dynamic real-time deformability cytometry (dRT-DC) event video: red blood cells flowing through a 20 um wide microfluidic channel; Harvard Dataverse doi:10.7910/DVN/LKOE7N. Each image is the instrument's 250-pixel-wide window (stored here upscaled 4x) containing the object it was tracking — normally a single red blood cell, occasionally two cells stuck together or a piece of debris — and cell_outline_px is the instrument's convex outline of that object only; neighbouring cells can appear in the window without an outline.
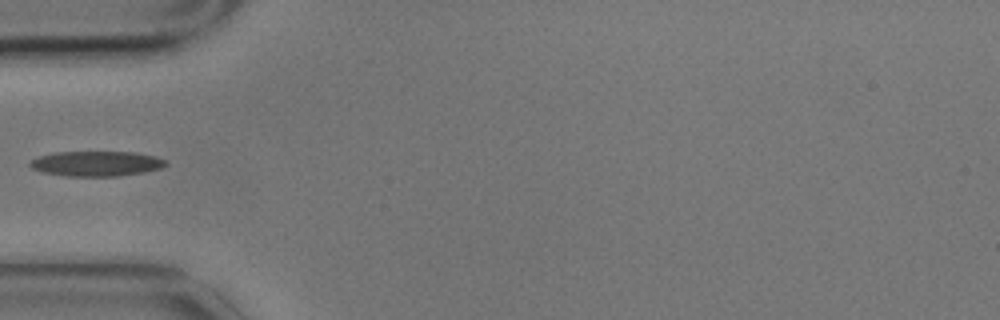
{"species": "common noctule bat (a hibernating species)", "species_latin": "Nyctalus noctula", "temperature_condition": "cold", "stored_images_in_passage": 5, "camera_frame_rate_fps": 3000, "um_per_image_px": 0.085, "animal": {"sex": "male", "body_mass_g": 17.9}, "frame": {"image": 1, "passage_image": 5, "time_ms": 1.333, "image_size_px": [1000, 320], "cell_outline_px": [[168, 164], [160, 168], [144, 172], [120, 176], [64, 176], [44, 172], [32, 168], [28, 164], [28, 160], [36, 156], [56, 152], [136, 152], [156, 156], [164, 160]], "centroid_in_image_um": [8.15, 13.9], "position_along_channel_um": 76.8, "area_um2": 20.0}}